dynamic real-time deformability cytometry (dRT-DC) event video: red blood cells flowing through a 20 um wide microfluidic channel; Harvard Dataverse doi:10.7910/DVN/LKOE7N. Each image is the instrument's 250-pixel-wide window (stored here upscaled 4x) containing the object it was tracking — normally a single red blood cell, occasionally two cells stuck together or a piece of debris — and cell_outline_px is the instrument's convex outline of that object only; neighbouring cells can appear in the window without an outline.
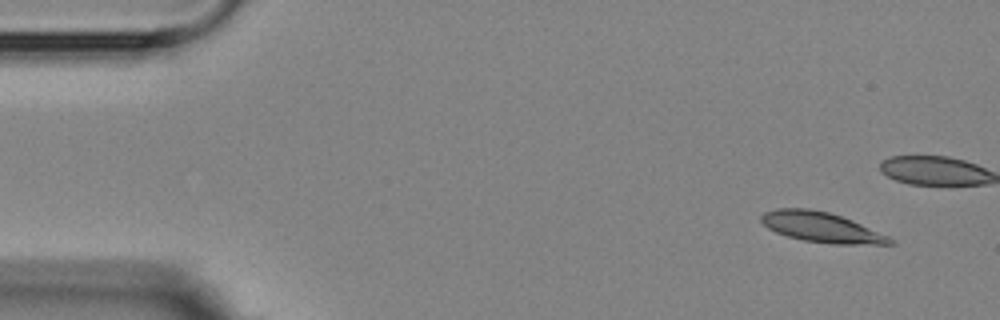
{"species": "Egyptian fruit bat (a non-hibernating species)", "species_latin": "Rousettus aegyptiacus", "temperature_condition": "room temperature", "stored_images_in_passage": 15, "camera_frame_rate_fps": 3000, "um_per_image_px": 0.085, "animal": {"sex": "female"}, "frame": {"image": 1, "passage_image": 1, "time_ms": 0.0, "image_size_px": [1000, 320], "cell_outline_px": [[896, 244], [832, 244], [804, 240], [788, 236], [776, 232], [768, 228], [760, 220], [760, 216], [764, 212], [776, 208], [808, 208], [828, 212], [852, 220], [888, 236]], "centroid_in_image_um": [69.79, 19.31], "position_along_channel_um": 15.2, "area_um2": 22.37}}
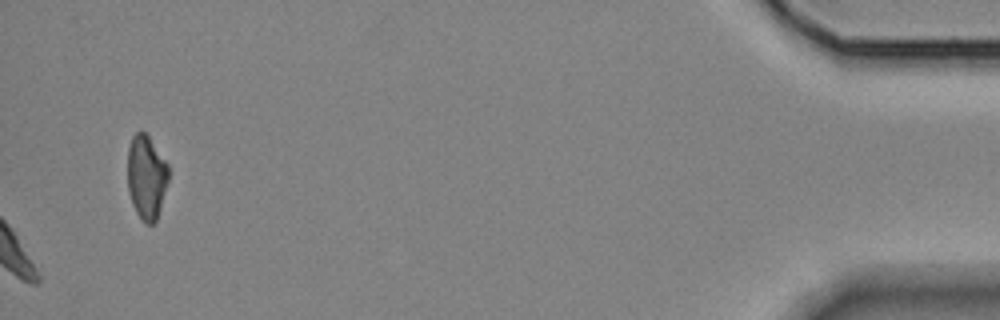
{"frame": {"image": 2, "passage_image": 15, "time_ms": 17.667, "image_size_px": [1000, 320], "cell_outline_px": [[168, 180], [160, 208], [156, 220], [152, 224], [144, 224], [136, 212], [132, 204], [128, 192], [128, 148], [132, 136], [140, 128], [148, 136], [168, 164]], "centroid_in_image_um": [12.43, 15.05], "position_along_channel_um": 422.8, "area_um2": 20.06}, "authors_computed_cell_mechanics": {"area_um2": 22.3686, "velocity_mm_per_s": 3.5255, "shape_relaxation_time_tau1_ms": 1.4455, "shape_relaxation_time_tau2_ms": null, "deformation_change_tau1": 0.0618, "deformation_change_tau2": null}}